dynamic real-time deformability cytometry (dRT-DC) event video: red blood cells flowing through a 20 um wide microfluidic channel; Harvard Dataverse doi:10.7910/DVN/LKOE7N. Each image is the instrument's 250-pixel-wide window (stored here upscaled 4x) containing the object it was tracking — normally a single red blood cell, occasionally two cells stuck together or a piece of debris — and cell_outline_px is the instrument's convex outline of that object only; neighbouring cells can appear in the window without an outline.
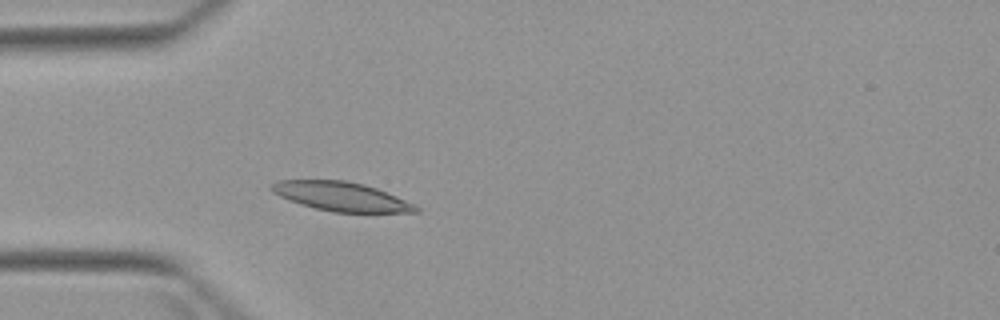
{"species": "Egyptian fruit bat (a non-hibernating species)", "species_latin": "Rousettus aegyptiacus", "temperature_condition": "warm", "stored_images_in_passage": 5, "camera_frame_rate_fps": 3000, "um_per_image_px": 0.085, "animal": {"sex": "female"}, "frame": {"image": 1, "passage_image": 5, "time_ms": 5.333, "image_size_px": [1000, 320], "cell_outline_px": [[420, 212], [332, 212], [300, 204], [288, 200], [272, 192], [268, 188], [268, 184], [280, 180], [344, 180], [364, 184], [376, 188], [416, 204], [420, 208]], "centroid_in_image_um": [28.98, 16.7], "position_along_channel_um": 56.0, "area_um2": 24.51}}